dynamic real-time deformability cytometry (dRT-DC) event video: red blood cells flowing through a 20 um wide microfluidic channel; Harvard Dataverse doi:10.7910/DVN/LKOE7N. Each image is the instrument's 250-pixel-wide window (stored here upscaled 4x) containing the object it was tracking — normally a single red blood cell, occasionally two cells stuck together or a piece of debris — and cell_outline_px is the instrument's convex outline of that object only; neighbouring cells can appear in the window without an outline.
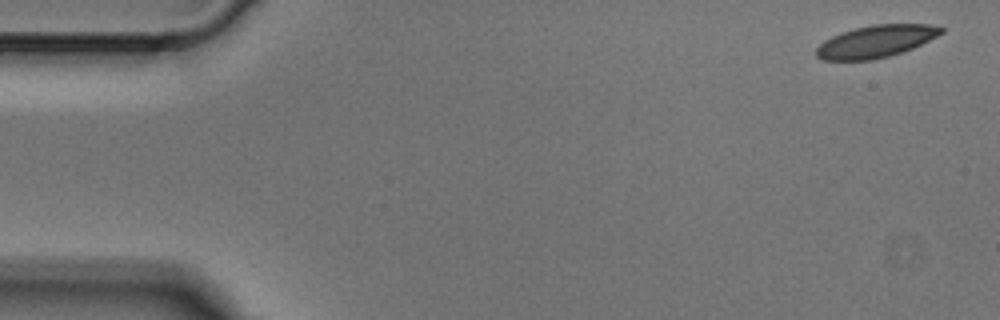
{"species": "Egyptian fruit bat (a non-hibernating species)", "species_latin": "Rousettus aegyptiacus", "temperature_condition": "cold", "stored_images_in_passage": 4, "camera_frame_rate_fps": 3000, "um_per_image_px": 0.085, "animal": {"sex": "male"}, "frame": {"image": 1, "passage_image": 1, "time_ms": 0.0, "image_size_px": [1000, 320], "cell_outline_px": [[944, 32], [912, 48], [888, 56], [872, 60], [824, 60], [816, 56], [816, 48], [824, 40], [832, 36], [856, 28], [872, 24], [928, 24], [944, 28]], "centroid_in_image_um": [74.43, 3.52], "position_along_channel_um": 10.6, "area_um2": 23.12}}